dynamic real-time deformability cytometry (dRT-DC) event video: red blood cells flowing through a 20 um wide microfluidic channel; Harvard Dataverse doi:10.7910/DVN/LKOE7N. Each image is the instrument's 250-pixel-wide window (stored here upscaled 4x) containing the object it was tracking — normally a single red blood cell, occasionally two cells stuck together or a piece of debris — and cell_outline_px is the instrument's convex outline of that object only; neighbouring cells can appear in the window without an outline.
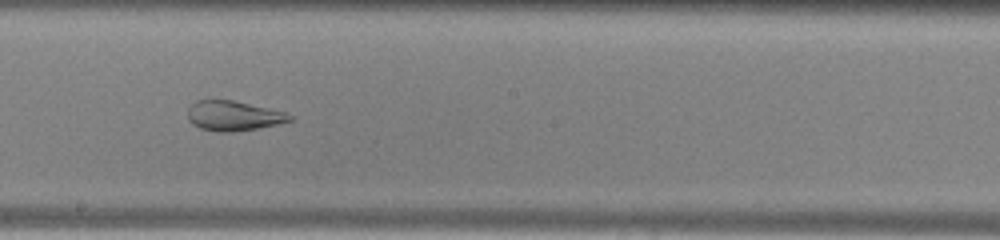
{"species": "common noctule bat (a hibernating species)", "species_latin": "Nyctalus noctula", "temperature_condition": "warm", "stored_images_in_passage": 44, "camera_frame_rate_fps": 3000, "um_per_image_px": 0.085, "animal": {"sex": "male", "body_mass_g": 13.0, "forearm_length_mm": 53.1}, "frame": {"image": 1, "passage_image": 26, "time_ms": 8.333, "image_size_px": [1000, 240], "cell_outline_px": [[296, 116], [292, 120], [276, 124], [256, 128], [232, 132], [216, 132], [200, 128], [192, 124], [188, 120], [188, 108], [196, 100], [232, 100], [268, 108], [284, 112]], "centroid_in_image_um": [19.82, 9.85], "position_along_channel_um": 228.4, "area_um2": 17.69}, "authors_computed_cell_mechanics": {"area_um2": 27.455, "velocity_mm_per_s": 4.0756, "shape_relaxation_time_tau1_ms": null, "shape_relaxation_time_tau2_ms": 1.1656, "deformation_change_tau1": null, "deformation_change_tau2": 0.0832}}